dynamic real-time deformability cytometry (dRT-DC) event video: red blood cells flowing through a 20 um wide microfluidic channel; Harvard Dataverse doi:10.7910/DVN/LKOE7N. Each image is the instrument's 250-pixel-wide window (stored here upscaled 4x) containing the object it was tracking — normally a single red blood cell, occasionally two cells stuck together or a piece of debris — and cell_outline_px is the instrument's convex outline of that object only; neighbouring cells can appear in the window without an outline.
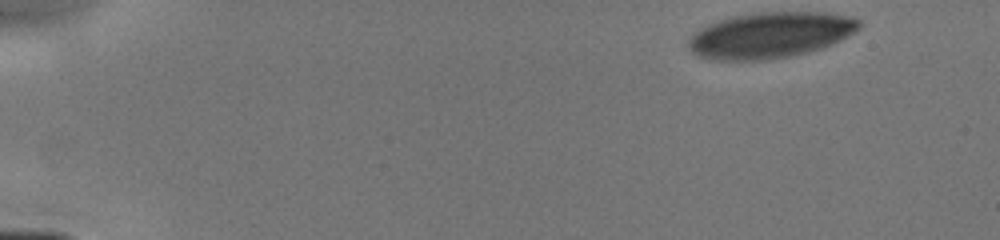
{"species": "human", "species_latin": "Homo sapiens", "temperature_condition": "cold", "stored_images_in_passage": 9, "camera_frame_rate_fps": 3000, "um_per_image_px": 0.085, "donor": {"sex": "male"}, "frame": {"image": 1, "passage_image": 1, "time_ms": 0.0, "image_size_px": [1000, 240], "cell_outline_px": [[860, 28], [848, 36], [832, 44], [808, 52], [768, 60], [716, 60], [700, 56], [692, 52], [688, 48], [688, 40], [692, 32], [716, 20], [732, 16], [752, 12], [824, 12], [852, 16], [860, 20]], "centroid_in_image_um": [65.45, 2.97], "position_along_channel_um": 19.5, "area_um2": 45.95}}
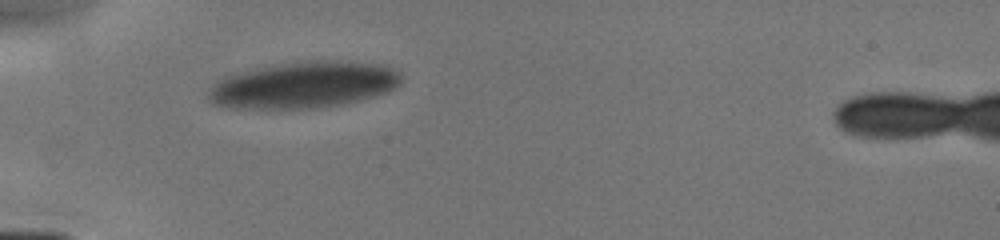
{"frame": {"image": 2, "passage_image": 7, "time_ms": 3.667, "image_size_px": [1000, 240], "cell_outline_px": [[400, 84], [396, 88], [376, 96], [344, 104], [316, 108], [220, 108], [212, 104], [204, 96], [208, 88], [212, 84], [224, 76], [236, 72], [256, 68], [280, 64], [308, 60], [340, 60], [384, 64], [400, 72]], "centroid_in_image_um": [25.77, 7.22], "position_along_channel_um": 59.2, "area_um2": 53.12}}
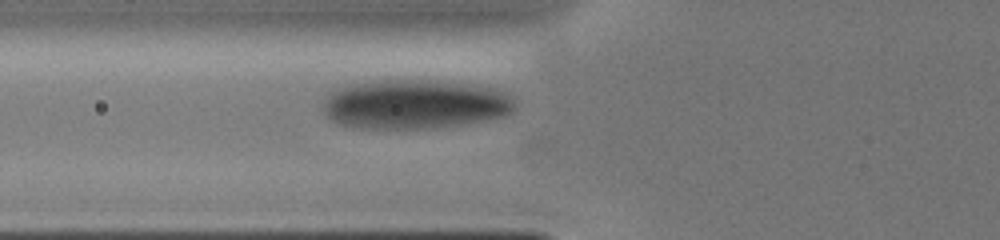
{"frame": {"image": 3, "passage_image": 9, "time_ms": 4.667, "image_size_px": [1000, 240], "cell_outline_px": [[516, 108], [512, 112], [504, 116], [460, 124], [428, 128], [360, 128], [340, 124], [332, 120], [324, 112], [324, 100], [332, 92], [340, 88], [352, 84], [384, 80], [440, 80], [496, 88], [504, 92], [516, 100]], "centroid_in_image_um": [35.31, 8.85], "position_along_channel_um": 90.5, "area_um2": 54.85}}